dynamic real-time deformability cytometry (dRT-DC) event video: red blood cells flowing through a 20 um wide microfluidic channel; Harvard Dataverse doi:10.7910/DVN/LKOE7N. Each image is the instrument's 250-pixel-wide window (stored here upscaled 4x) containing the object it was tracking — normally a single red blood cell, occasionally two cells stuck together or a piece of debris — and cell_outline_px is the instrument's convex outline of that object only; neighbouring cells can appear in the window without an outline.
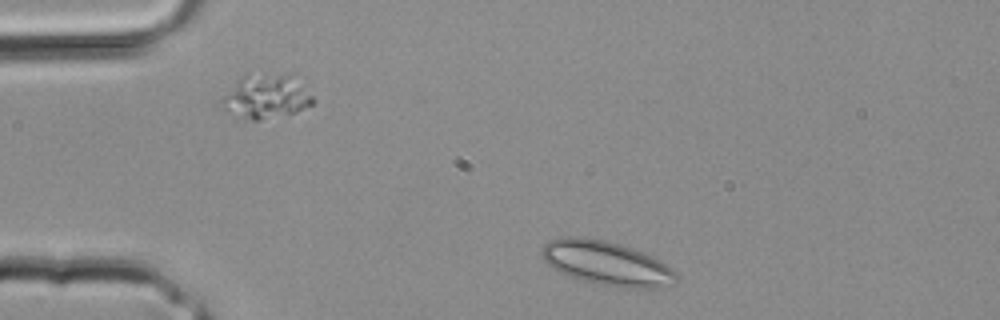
{"species": "common noctule bat (a hibernating species)", "species_latin": "Nyctalus noctula", "temperature_condition": "room temperature", "stored_images_in_passage": 29, "camera_frame_rate_fps": 3000, "um_per_image_px": 0.085, "animal": {"sex": "male", "body_mass_g": 20.4}, "frame": {"image": 1, "passage_image": 1, "time_ms": 0.0, "image_size_px": [1000, 320], "cell_outline_px": [[680, 276], [676, 280], [656, 288], [620, 288], [600, 284], [584, 280], [560, 272], [552, 268], [544, 260], [540, 252], [544, 244], [548, 240], [560, 236], [584, 236], [604, 240], [620, 244], [632, 248], [652, 256], [660, 260], [672, 268]], "centroid_in_image_um": [51.53, 22.35], "position_along_channel_um": 33.5, "area_um2": 34.68}}
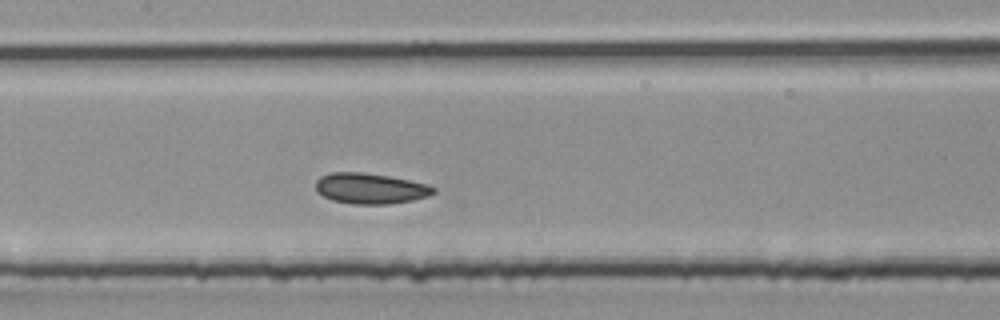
{"frame": {"image": 2, "passage_image": 11, "time_ms": 3.333, "image_size_px": [1000, 320], "cell_outline_px": [[436, 192], [428, 196], [412, 200], [388, 204], [352, 204], [332, 200], [316, 192], [316, 180], [320, 176], [332, 172], [364, 172], [388, 176], [428, 184], [436, 188]], "centroid_in_image_um": [31.47, 16.02], "position_along_channel_um": 175.9, "area_um2": 21.1}}
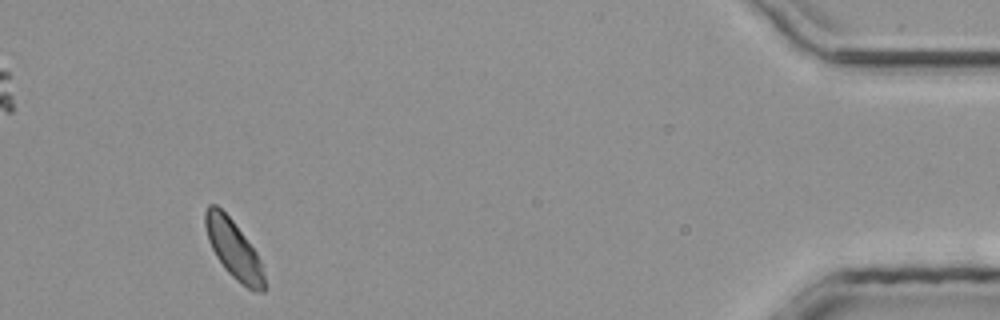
{"frame": {"image": 3, "passage_image": 27, "time_ms": 8.667, "image_size_px": [1000, 320], "cell_outline_px": [[268, 288], [264, 292], [252, 292], [240, 284], [224, 268], [216, 256], [208, 240], [204, 224], [204, 212], [208, 204], [216, 204], [232, 220], [256, 252], [260, 260]], "centroid_in_image_um": [19.88, 21.24], "position_along_channel_um": 415.3, "area_um2": 20.29}}